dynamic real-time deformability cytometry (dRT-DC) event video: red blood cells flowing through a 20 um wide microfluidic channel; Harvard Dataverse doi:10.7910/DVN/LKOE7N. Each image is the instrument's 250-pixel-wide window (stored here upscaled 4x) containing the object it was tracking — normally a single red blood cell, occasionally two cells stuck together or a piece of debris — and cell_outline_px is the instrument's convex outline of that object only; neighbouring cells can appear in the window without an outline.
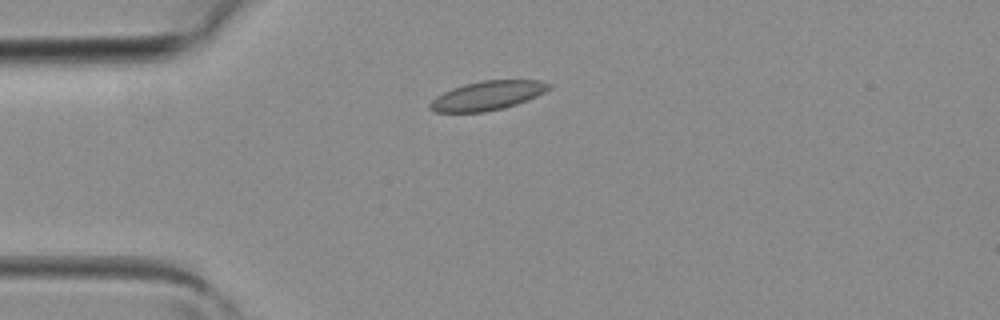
{"species": "common noctule bat (a hibernating species)", "species_latin": "Nyctalus noctula", "temperature_condition": "room temperature", "stored_images_in_passage": 1, "camera_frame_rate_fps": 3000, "um_per_image_px": 0.085, "animal": {"sex": "female", "body_mass_g": 19.3, "forearm_length_mm": 54.1}, "frame": {"image": 1, "passage_image": 1, "time_ms": 0.0, "image_size_px": [1000, 320], "cell_outline_px": [[552, 88], [536, 96], [516, 104], [504, 108], [484, 112], [436, 112], [428, 108], [428, 104], [436, 96], [452, 88], [464, 84], [484, 80], [540, 80], [552, 84]], "centroid_in_image_um": [41.43, 8.12], "position_along_channel_um": 43.6, "area_um2": 20.17}}